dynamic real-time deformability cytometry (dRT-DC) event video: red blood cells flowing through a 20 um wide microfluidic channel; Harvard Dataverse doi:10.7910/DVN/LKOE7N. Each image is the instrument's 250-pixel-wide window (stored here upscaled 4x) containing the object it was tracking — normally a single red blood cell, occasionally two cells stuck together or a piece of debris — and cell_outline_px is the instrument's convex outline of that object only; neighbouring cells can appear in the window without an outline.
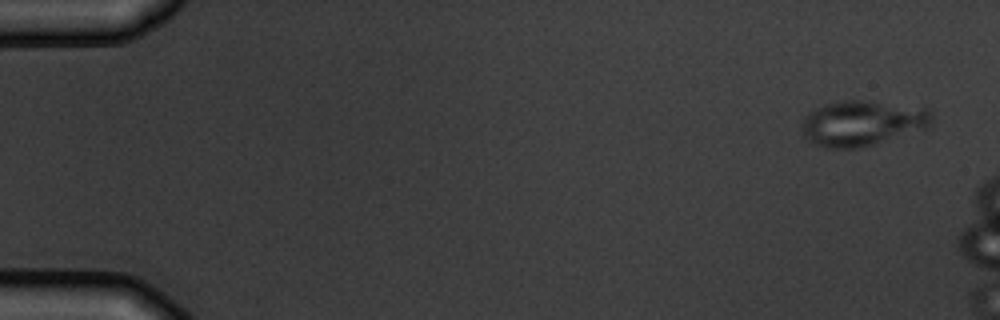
{"species": "common noctule bat (a hibernating species)", "species_latin": "Nyctalus noctula", "temperature_condition": "warm", "stored_images_in_passage": 3, "camera_frame_rate_fps": 3000, "um_per_image_px": 0.085, "animal": {"sex": "male", "body_mass_g": 19.5, "forearm_length_mm": 54.6}, "frame": {"image": 1, "passage_image": 1, "time_ms": 0.0, "image_size_px": [1000, 320], "cell_outline_px": [[932, 120], [928, 128], [872, 144], [856, 148], [824, 148], [808, 140], [804, 136], [804, 116], [808, 112], [824, 104], [844, 100], [868, 100], [928, 108], [932, 112]], "centroid_in_image_um": [73.31, 10.45], "position_along_channel_um": 11.7, "area_um2": 34.22}}